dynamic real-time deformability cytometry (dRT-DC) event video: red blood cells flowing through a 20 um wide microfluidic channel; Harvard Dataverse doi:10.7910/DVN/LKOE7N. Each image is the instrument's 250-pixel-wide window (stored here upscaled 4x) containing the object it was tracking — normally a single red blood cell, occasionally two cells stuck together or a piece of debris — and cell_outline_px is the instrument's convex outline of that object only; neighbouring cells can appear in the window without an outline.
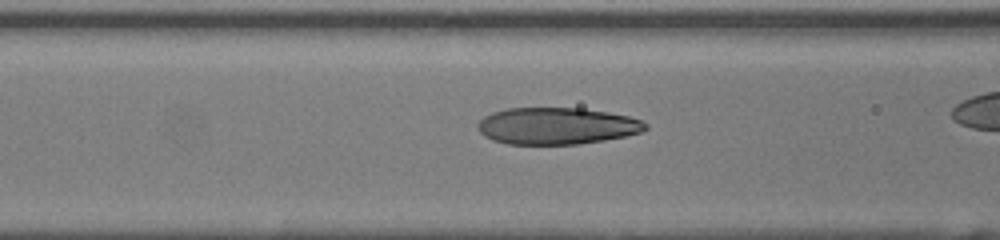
{"species": "human", "species_latin": "Homo sapiens", "temperature_condition": "room temperature", "stored_images_in_passage": 25, "camera_frame_rate_fps": 3000, "um_per_image_px": 0.085, "donor": {"sex": "female"}, "frame": {"image": 1, "passage_image": 6, "time_ms": 1.667, "image_size_px": [1000, 240], "cell_outline_px": [[648, 128], [640, 132], [624, 136], [604, 140], [576, 144], [508, 144], [492, 140], [484, 136], [476, 128], [476, 124], [484, 116], [492, 112], [508, 108], [580, 108], [608, 112], [628, 116], [640, 120], [648, 124]], "centroid_in_image_um": [47.29, 10.7], "position_along_channel_um": 119.3, "area_um2": 36.01}}
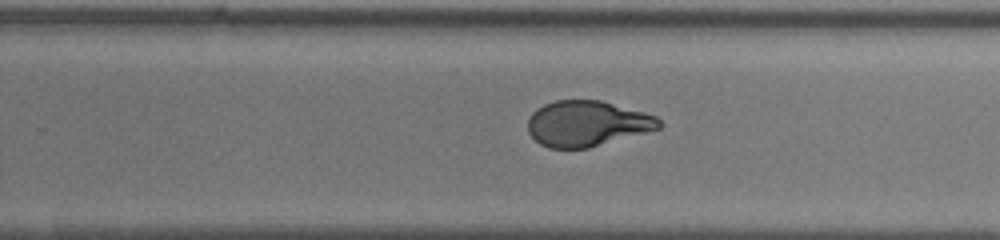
{"frame": {"image": 2, "passage_image": 17, "time_ms": 5.333, "image_size_px": [1000, 240], "cell_outline_px": [[664, 124], [660, 128], [588, 148], [548, 148], [540, 144], [528, 132], [528, 120], [532, 112], [536, 108], [544, 104], [556, 100], [600, 100], [644, 112], [656, 116]], "centroid_in_image_um": [49.89, 10.5], "position_along_channel_um": 279.9, "area_um2": 34.8}}
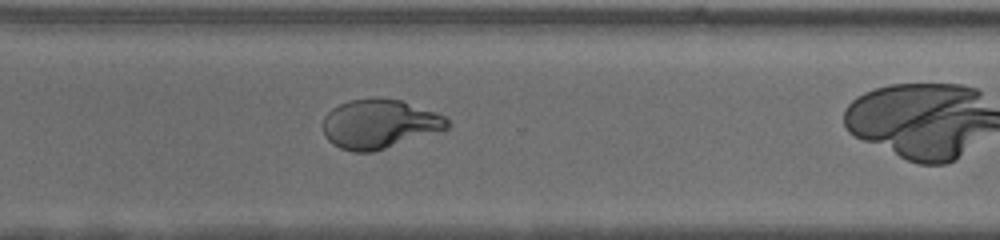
{"frame": {"image": 3, "passage_image": 21, "time_ms": 6.667, "image_size_px": [1000, 240], "cell_outline_px": [[452, 124], [448, 128], [372, 152], [352, 152], [340, 148], [332, 144], [324, 136], [324, 116], [332, 108], [348, 100], [400, 100], [444, 116]], "centroid_in_image_um": [32.2, 10.57], "position_along_channel_um": 338.4, "area_um2": 34.68}}